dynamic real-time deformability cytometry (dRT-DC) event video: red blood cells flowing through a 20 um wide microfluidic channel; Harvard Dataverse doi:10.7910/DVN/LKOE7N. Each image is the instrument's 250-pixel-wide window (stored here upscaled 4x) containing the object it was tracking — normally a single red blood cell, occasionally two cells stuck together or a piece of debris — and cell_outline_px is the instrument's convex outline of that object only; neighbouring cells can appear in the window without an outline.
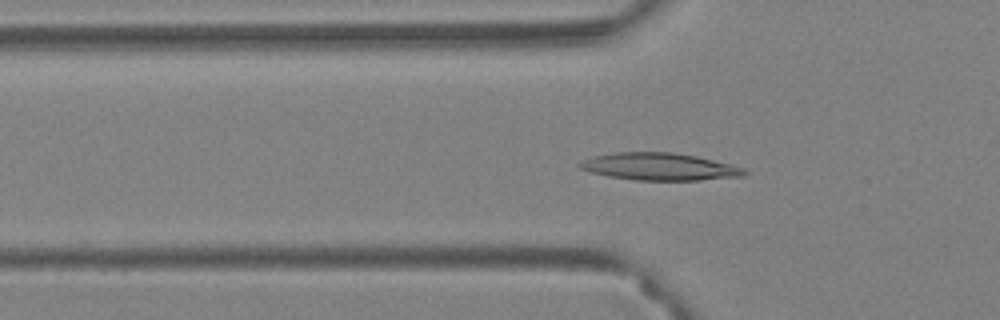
{"species": "Egyptian fruit bat (a non-hibernating species)", "species_latin": "Rousettus aegyptiacus", "temperature_condition": "warm", "stored_images_in_passage": 44, "camera_frame_rate_fps": 3000, "um_per_image_px": 0.085, "animal": {"sex": "female"}, "frame": {"image": 1, "passage_image": 4, "time_ms": 1.0, "image_size_px": [1000, 320], "cell_outline_px": [[748, 172], [744, 176], [700, 180], [636, 180], [608, 176], [592, 172], [580, 168], [576, 164], [580, 160], [592, 156], [616, 152], [672, 152], [696, 156], [732, 164], [744, 168]], "centroid_in_image_um": [56.05, 14.16], "position_along_channel_um": 69.8, "area_um2": 26.3}}
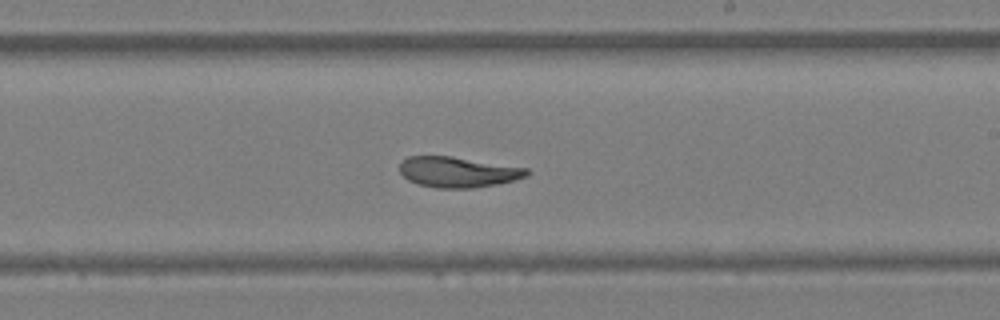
{"frame": {"image": 2, "passage_image": 20, "time_ms": 6.333, "image_size_px": [1000, 320], "cell_outline_px": [[532, 172], [528, 176], [496, 184], [472, 188], [436, 188], [420, 184], [408, 180], [400, 172], [400, 160], [408, 156], [452, 156], [528, 168]], "centroid_in_image_um": [38.92, 14.61], "position_along_channel_um": 250.1, "area_um2": 22.66}}
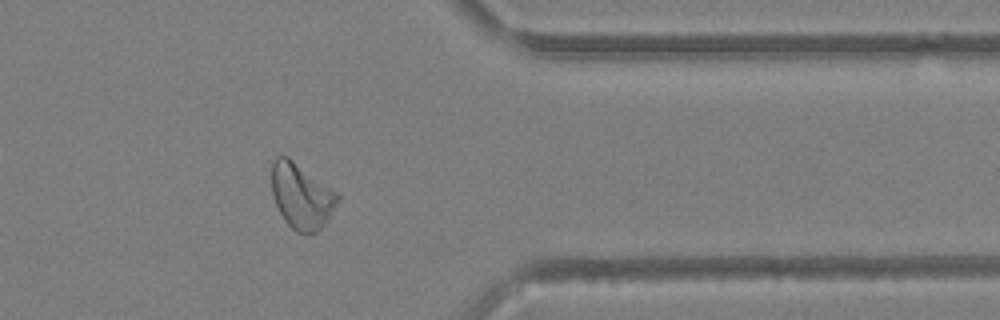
{"frame": {"image": 3, "passage_image": 33, "time_ms": 10.667, "image_size_px": [1000, 320], "cell_outline_px": [[340, 200], [328, 220], [316, 232], [296, 232], [284, 220], [276, 204], [272, 192], [272, 160], [276, 156], [288, 156], [336, 192], [340, 196]], "centroid_in_image_um": [25.62, 16.65], "position_along_channel_um": 385.8, "area_um2": 24.85}, "authors_computed_cell_mechanics": {"area_um2": 23.8136, "velocity_mm_per_s": 3.3978, "shape_relaxation_time_tau1_ms": 4.9818, "shape_relaxation_time_tau2_ms": 3.5781, "deformation_change_tau1": 0.1745, "deformation_change_tau2": 0.1094}}